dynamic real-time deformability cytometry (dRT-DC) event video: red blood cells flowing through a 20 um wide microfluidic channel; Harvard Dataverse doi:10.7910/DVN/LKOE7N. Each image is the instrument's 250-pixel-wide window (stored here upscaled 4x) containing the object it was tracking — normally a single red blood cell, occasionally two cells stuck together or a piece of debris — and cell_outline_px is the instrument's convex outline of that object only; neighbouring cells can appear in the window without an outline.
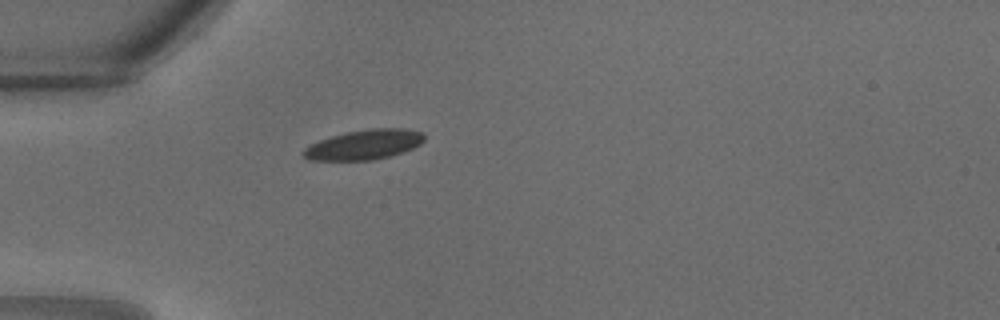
{"species": "common noctule bat (a hibernating species)", "species_latin": "Nyctalus noctula", "temperature_condition": "warm", "stored_images_in_passage": 24, "camera_frame_rate_fps": 3000, "um_per_image_px": 0.085, "animal": {"sex": "male", "body_mass_g": 18.8}, "frame": {"image": 1, "passage_image": 1, "time_ms": 0.0, "image_size_px": [1000, 320], "cell_outline_px": [[424, 140], [420, 144], [404, 152], [392, 156], [372, 160], [308, 160], [300, 152], [304, 148], [320, 140], [344, 132], [368, 128], [404, 128], [424, 132]], "centroid_in_image_um": [30.97, 12.29], "position_along_channel_um": 54.0, "area_um2": 21.21}}
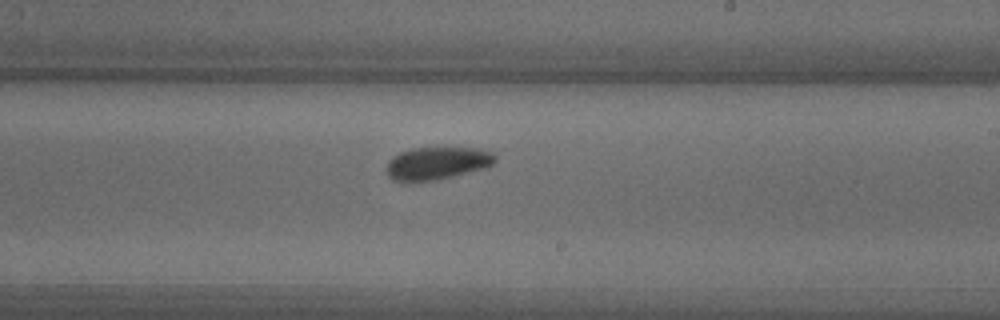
{"frame": {"image": 2, "passage_image": 11, "time_ms": 3.333, "image_size_px": [1000, 320], "cell_outline_px": [[496, 160], [488, 168], [452, 176], [432, 180], [392, 180], [388, 176], [384, 168], [388, 160], [392, 156], [400, 152], [412, 148], [480, 148], [492, 152], [496, 156]], "centroid_in_image_um": [37.15, 13.85], "position_along_channel_um": 251.8, "area_um2": 20.69}}
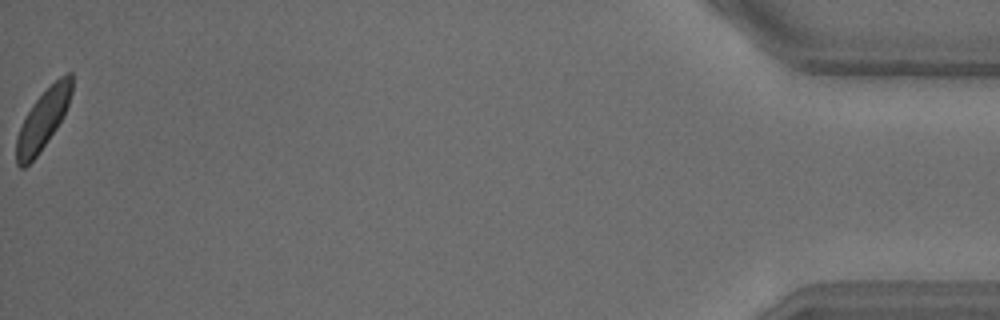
{"frame": {"image": 3, "passage_image": 24, "time_ms": 7.667, "image_size_px": [1000, 320], "cell_outline_px": [[72, 92], [64, 116], [56, 128], [36, 156], [24, 168], [20, 168], [16, 164], [16, 136], [32, 104], [60, 76], [68, 72], [72, 72]], "centroid_in_image_um": [3.65, 10.17], "position_along_channel_um": 431.5, "area_um2": 18.84}}